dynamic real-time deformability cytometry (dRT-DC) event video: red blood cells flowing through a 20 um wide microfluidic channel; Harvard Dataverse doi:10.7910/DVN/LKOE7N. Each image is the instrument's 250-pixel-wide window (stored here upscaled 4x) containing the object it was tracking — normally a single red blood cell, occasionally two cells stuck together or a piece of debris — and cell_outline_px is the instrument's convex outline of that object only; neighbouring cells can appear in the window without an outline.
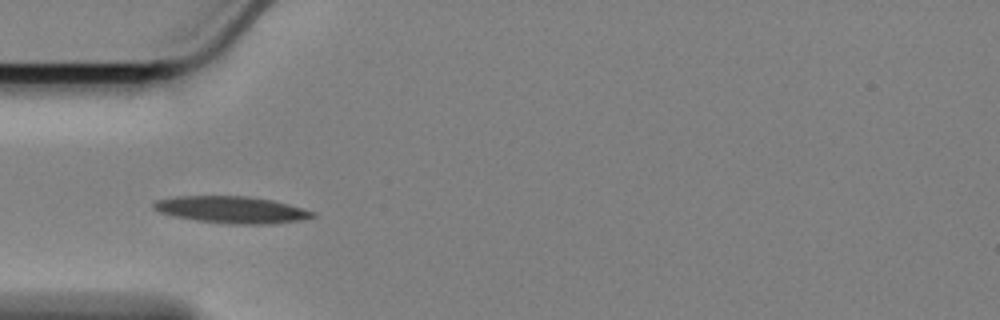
{"species": "Egyptian fruit bat (a non-hibernating species)", "species_latin": "Rousettus aegyptiacus", "temperature_condition": "cold", "stored_images_in_passage": 42, "camera_frame_rate_fps": 3000, "um_per_image_px": 0.085, "animal": {"sex": "female"}, "frame": {"image": 1, "passage_image": 1, "time_ms": 0.0, "image_size_px": [1000, 320], "cell_outline_px": [[316, 216], [300, 220], [272, 224], [228, 224], [196, 220], [172, 216], [160, 212], [152, 208], [152, 204], [156, 200], [176, 196], [248, 196], [272, 200], [316, 212]], "centroid_in_image_um": [19.66, 17.83], "position_along_channel_um": 65.3, "area_um2": 24.91}}
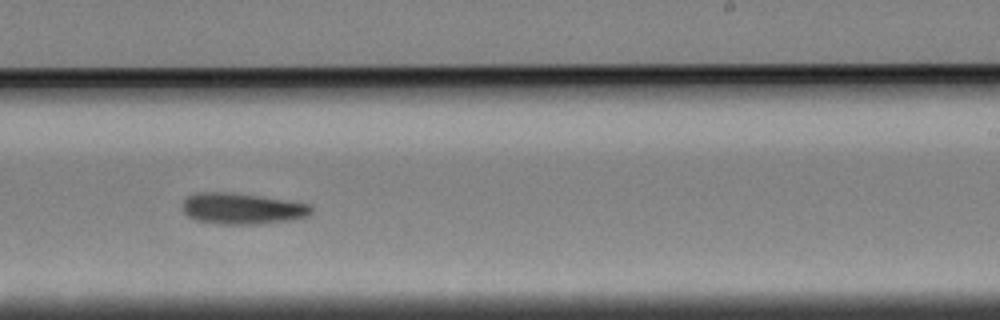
{"frame": {"image": 2, "passage_image": 19, "time_ms": 6.0, "image_size_px": [1000, 320], "cell_outline_px": [[312, 212], [308, 216], [292, 220], [256, 224], [216, 224], [196, 220], [188, 216], [184, 212], [184, 200], [188, 196], [196, 192], [228, 192], [260, 196], [288, 200], [312, 204]], "centroid_in_image_um": [20.61, 17.73], "position_along_channel_um": 268.4, "area_um2": 23.47}}
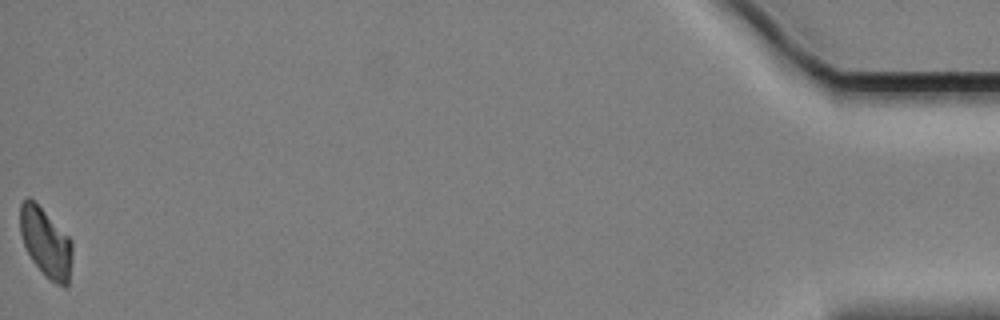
{"frame": {"image": 3, "passage_image": 42, "time_ms": 13.667, "image_size_px": [1000, 320], "cell_outline_px": [[72, 256], [68, 284], [64, 288], [56, 284], [32, 260], [24, 244], [20, 232], [20, 204], [28, 196], [36, 200], [72, 240]], "centroid_in_image_um": [3.9, 20.55], "position_along_channel_um": 431.3, "area_um2": 20.98}, "authors_computed_cell_mechanics": {"area_um2": 22.8599, "velocity_mm_per_s": 3.387, "shape_relaxation_time_tau1_ms": 8.6418, "shape_relaxation_time_tau2_ms": null, "deformation_change_tau1": 0.1755, "deformation_change_tau2": null}}